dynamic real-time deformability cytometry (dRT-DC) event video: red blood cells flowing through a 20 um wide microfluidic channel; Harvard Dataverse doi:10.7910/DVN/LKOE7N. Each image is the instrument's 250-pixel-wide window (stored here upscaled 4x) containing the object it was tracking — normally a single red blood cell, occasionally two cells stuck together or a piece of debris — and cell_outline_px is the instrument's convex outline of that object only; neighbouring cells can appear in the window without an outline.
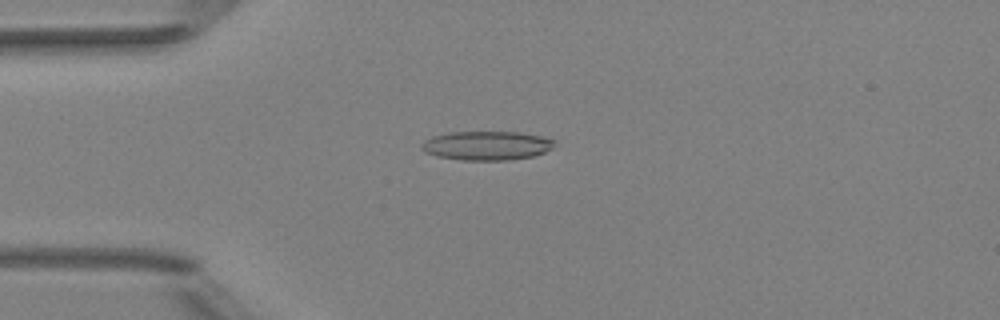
{"species": "Egyptian fruit bat (a non-hibernating species)", "species_latin": "Rousettus aegyptiacus", "temperature_condition": "room temperature", "stored_images_in_passage": 51, "camera_frame_rate_fps": 3000, "um_per_image_px": 0.085, "animal": {"sex": "female"}, "frame": {"image": 1, "passage_image": 13, "time_ms": 4.0, "image_size_px": [1000, 320], "cell_outline_px": [[556, 144], [552, 148], [544, 152], [532, 156], [508, 160], [460, 160], [436, 156], [424, 152], [420, 148], [420, 144], [424, 140], [432, 136], [448, 132], [520, 132], [540, 136], [556, 140]], "centroid_in_image_um": [41.33, 12.37], "position_along_channel_um": 43.7, "area_um2": 22.66}}
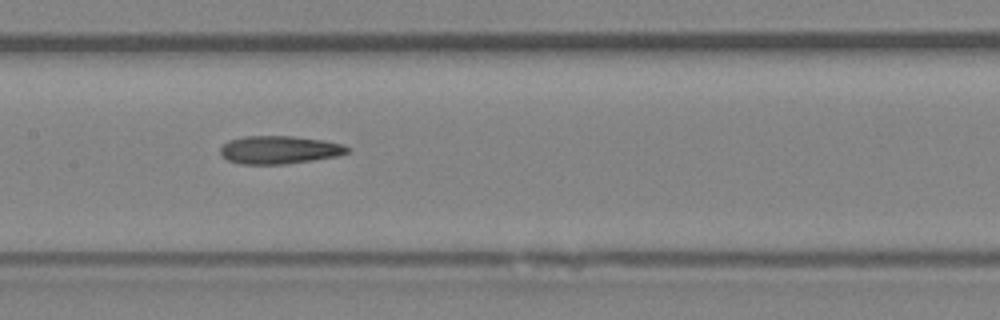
{"frame": {"image": 2, "passage_image": 25, "time_ms": 8.0, "image_size_px": [1000, 320], "cell_outline_px": [[348, 152], [340, 156], [284, 164], [240, 164], [228, 160], [220, 152], [220, 148], [228, 140], [244, 136], [292, 136], [324, 140], [344, 144], [348, 148]], "centroid_in_image_um": [23.75, 12.73], "position_along_channel_um": 183.6, "area_um2": 20.75}}
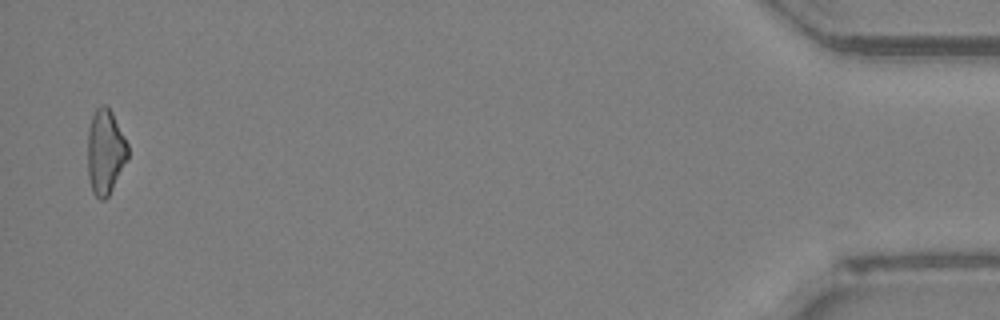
{"frame": {"image": 3, "passage_image": 50, "time_ms": 16.333, "image_size_px": [1000, 320], "cell_outline_px": [[128, 160], [108, 196], [104, 200], [100, 200], [92, 192], [88, 176], [88, 128], [92, 116], [96, 108], [100, 104], [104, 104], [112, 112], [128, 144]], "centroid_in_image_um": [8.95, 12.91], "position_along_channel_um": 426.2, "area_um2": 20.0}, "authors_computed_cell_mechanics": {"area_um2": 20.8658, "velocity_mm_per_s": 4.0222, "shape_relaxation_time_tau1_ms": 5.4082, "shape_relaxation_time_tau2_ms": 4.1758, "deformation_change_tau1": 0.1614, "deformation_change_tau2": 0.172}}